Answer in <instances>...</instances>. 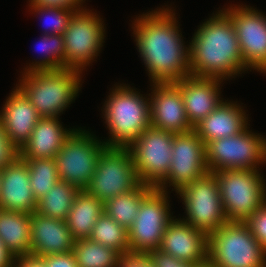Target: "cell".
Returning <instances> with one entry per match:
<instances>
[{
    "label": "cell",
    "mask_w": 266,
    "mask_h": 267,
    "mask_svg": "<svg viewBox=\"0 0 266 267\" xmlns=\"http://www.w3.org/2000/svg\"><path fill=\"white\" fill-rule=\"evenodd\" d=\"M189 43L191 76L223 81L247 71L234 24L221 9L198 27Z\"/></svg>",
    "instance_id": "2"
},
{
    "label": "cell",
    "mask_w": 266,
    "mask_h": 267,
    "mask_svg": "<svg viewBox=\"0 0 266 267\" xmlns=\"http://www.w3.org/2000/svg\"><path fill=\"white\" fill-rule=\"evenodd\" d=\"M223 11L234 24L244 66L266 74V16L245 5Z\"/></svg>",
    "instance_id": "15"
},
{
    "label": "cell",
    "mask_w": 266,
    "mask_h": 267,
    "mask_svg": "<svg viewBox=\"0 0 266 267\" xmlns=\"http://www.w3.org/2000/svg\"><path fill=\"white\" fill-rule=\"evenodd\" d=\"M245 223L249 226L254 238L266 251V202Z\"/></svg>",
    "instance_id": "33"
},
{
    "label": "cell",
    "mask_w": 266,
    "mask_h": 267,
    "mask_svg": "<svg viewBox=\"0 0 266 267\" xmlns=\"http://www.w3.org/2000/svg\"><path fill=\"white\" fill-rule=\"evenodd\" d=\"M174 133L149 127L128 148L140 183L156 187L169 173Z\"/></svg>",
    "instance_id": "12"
},
{
    "label": "cell",
    "mask_w": 266,
    "mask_h": 267,
    "mask_svg": "<svg viewBox=\"0 0 266 267\" xmlns=\"http://www.w3.org/2000/svg\"><path fill=\"white\" fill-rule=\"evenodd\" d=\"M94 13L84 8L71 17L63 33L64 69L82 72L98 56L104 42L105 27L100 16Z\"/></svg>",
    "instance_id": "11"
},
{
    "label": "cell",
    "mask_w": 266,
    "mask_h": 267,
    "mask_svg": "<svg viewBox=\"0 0 266 267\" xmlns=\"http://www.w3.org/2000/svg\"><path fill=\"white\" fill-rule=\"evenodd\" d=\"M89 131L76 129L54 157L60 180L84 190L96 171L105 141Z\"/></svg>",
    "instance_id": "8"
},
{
    "label": "cell",
    "mask_w": 266,
    "mask_h": 267,
    "mask_svg": "<svg viewBox=\"0 0 266 267\" xmlns=\"http://www.w3.org/2000/svg\"><path fill=\"white\" fill-rule=\"evenodd\" d=\"M84 1L85 0H29V6L58 7L72 9L77 12L79 10L84 9L82 7V2Z\"/></svg>",
    "instance_id": "37"
},
{
    "label": "cell",
    "mask_w": 266,
    "mask_h": 267,
    "mask_svg": "<svg viewBox=\"0 0 266 267\" xmlns=\"http://www.w3.org/2000/svg\"><path fill=\"white\" fill-rule=\"evenodd\" d=\"M168 191L154 188L141 202L134 223L128 229L131 251L149 253L159 249L171 217Z\"/></svg>",
    "instance_id": "13"
},
{
    "label": "cell",
    "mask_w": 266,
    "mask_h": 267,
    "mask_svg": "<svg viewBox=\"0 0 266 267\" xmlns=\"http://www.w3.org/2000/svg\"><path fill=\"white\" fill-rule=\"evenodd\" d=\"M0 239L14 258L30 254L31 214L0 209Z\"/></svg>",
    "instance_id": "24"
},
{
    "label": "cell",
    "mask_w": 266,
    "mask_h": 267,
    "mask_svg": "<svg viewBox=\"0 0 266 267\" xmlns=\"http://www.w3.org/2000/svg\"><path fill=\"white\" fill-rule=\"evenodd\" d=\"M139 183L129 148L106 146L85 190L105 202L109 198L133 190Z\"/></svg>",
    "instance_id": "10"
},
{
    "label": "cell",
    "mask_w": 266,
    "mask_h": 267,
    "mask_svg": "<svg viewBox=\"0 0 266 267\" xmlns=\"http://www.w3.org/2000/svg\"><path fill=\"white\" fill-rule=\"evenodd\" d=\"M3 106L0 118L7 137L20 150L42 117L17 87L13 89Z\"/></svg>",
    "instance_id": "21"
},
{
    "label": "cell",
    "mask_w": 266,
    "mask_h": 267,
    "mask_svg": "<svg viewBox=\"0 0 266 267\" xmlns=\"http://www.w3.org/2000/svg\"><path fill=\"white\" fill-rule=\"evenodd\" d=\"M39 42V48L43 52L41 54L45 57L29 64L24 68V73L64 69L65 46L63 35H42Z\"/></svg>",
    "instance_id": "30"
},
{
    "label": "cell",
    "mask_w": 266,
    "mask_h": 267,
    "mask_svg": "<svg viewBox=\"0 0 266 267\" xmlns=\"http://www.w3.org/2000/svg\"><path fill=\"white\" fill-rule=\"evenodd\" d=\"M46 267H78L73 252L42 256Z\"/></svg>",
    "instance_id": "38"
},
{
    "label": "cell",
    "mask_w": 266,
    "mask_h": 267,
    "mask_svg": "<svg viewBox=\"0 0 266 267\" xmlns=\"http://www.w3.org/2000/svg\"><path fill=\"white\" fill-rule=\"evenodd\" d=\"M104 212V202L85 189L75 196L66 223L74 240L89 238L99 216Z\"/></svg>",
    "instance_id": "25"
},
{
    "label": "cell",
    "mask_w": 266,
    "mask_h": 267,
    "mask_svg": "<svg viewBox=\"0 0 266 267\" xmlns=\"http://www.w3.org/2000/svg\"><path fill=\"white\" fill-rule=\"evenodd\" d=\"M155 187L139 183L133 190L109 198L104 202V212L127 230L138 214L142 200Z\"/></svg>",
    "instance_id": "26"
},
{
    "label": "cell",
    "mask_w": 266,
    "mask_h": 267,
    "mask_svg": "<svg viewBox=\"0 0 266 267\" xmlns=\"http://www.w3.org/2000/svg\"><path fill=\"white\" fill-rule=\"evenodd\" d=\"M117 267H155L149 253L127 251L120 253Z\"/></svg>",
    "instance_id": "35"
},
{
    "label": "cell",
    "mask_w": 266,
    "mask_h": 267,
    "mask_svg": "<svg viewBox=\"0 0 266 267\" xmlns=\"http://www.w3.org/2000/svg\"><path fill=\"white\" fill-rule=\"evenodd\" d=\"M237 102H222L206 118L194 126L205 145L213 140L238 135L248 127V117Z\"/></svg>",
    "instance_id": "22"
},
{
    "label": "cell",
    "mask_w": 266,
    "mask_h": 267,
    "mask_svg": "<svg viewBox=\"0 0 266 267\" xmlns=\"http://www.w3.org/2000/svg\"><path fill=\"white\" fill-rule=\"evenodd\" d=\"M30 176V186L38 201L60 180L54 158L24 159Z\"/></svg>",
    "instance_id": "31"
},
{
    "label": "cell",
    "mask_w": 266,
    "mask_h": 267,
    "mask_svg": "<svg viewBox=\"0 0 266 267\" xmlns=\"http://www.w3.org/2000/svg\"><path fill=\"white\" fill-rule=\"evenodd\" d=\"M89 239L115 249L120 253L130 251L128 230L103 212L94 225Z\"/></svg>",
    "instance_id": "29"
},
{
    "label": "cell",
    "mask_w": 266,
    "mask_h": 267,
    "mask_svg": "<svg viewBox=\"0 0 266 267\" xmlns=\"http://www.w3.org/2000/svg\"><path fill=\"white\" fill-rule=\"evenodd\" d=\"M14 256L8 251L0 239V267H13Z\"/></svg>",
    "instance_id": "40"
},
{
    "label": "cell",
    "mask_w": 266,
    "mask_h": 267,
    "mask_svg": "<svg viewBox=\"0 0 266 267\" xmlns=\"http://www.w3.org/2000/svg\"><path fill=\"white\" fill-rule=\"evenodd\" d=\"M34 12L41 16H47L45 23L48 24L46 27L49 30H44V35H56L65 32L68 27L69 21L73 14L76 12L72 9L58 8V7H40V6H30ZM45 14V15H44ZM50 19V20H49ZM49 20L50 22H48Z\"/></svg>",
    "instance_id": "32"
},
{
    "label": "cell",
    "mask_w": 266,
    "mask_h": 267,
    "mask_svg": "<svg viewBox=\"0 0 266 267\" xmlns=\"http://www.w3.org/2000/svg\"><path fill=\"white\" fill-rule=\"evenodd\" d=\"M159 249L176 259L200 263L208 258V236L182 219H173L165 229Z\"/></svg>",
    "instance_id": "18"
},
{
    "label": "cell",
    "mask_w": 266,
    "mask_h": 267,
    "mask_svg": "<svg viewBox=\"0 0 266 267\" xmlns=\"http://www.w3.org/2000/svg\"><path fill=\"white\" fill-rule=\"evenodd\" d=\"M104 103L103 115L111 138L108 147H129L151 126L150 99L127 85H117Z\"/></svg>",
    "instance_id": "3"
},
{
    "label": "cell",
    "mask_w": 266,
    "mask_h": 267,
    "mask_svg": "<svg viewBox=\"0 0 266 267\" xmlns=\"http://www.w3.org/2000/svg\"><path fill=\"white\" fill-rule=\"evenodd\" d=\"M171 164L167 176L155 187L165 191L167 184L176 193L209 172L206 163V145L192 130L187 133H174Z\"/></svg>",
    "instance_id": "14"
},
{
    "label": "cell",
    "mask_w": 266,
    "mask_h": 267,
    "mask_svg": "<svg viewBox=\"0 0 266 267\" xmlns=\"http://www.w3.org/2000/svg\"><path fill=\"white\" fill-rule=\"evenodd\" d=\"M13 267H46L45 260L42 256L27 254L16 257Z\"/></svg>",
    "instance_id": "39"
},
{
    "label": "cell",
    "mask_w": 266,
    "mask_h": 267,
    "mask_svg": "<svg viewBox=\"0 0 266 267\" xmlns=\"http://www.w3.org/2000/svg\"><path fill=\"white\" fill-rule=\"evenodd\" d=\"M19 157L18 148L9 140L0 118V170Z\"/></svg>",
    "instance_id": "34"
},
{
    "label": "cell",
    "mask_w": 266,
    "mask_h": 267,
    "mask_svg": "<svg viewBox=\"0 0 266 267\" xmlns=\"http://www.w3.org/2000/svg\"><path fill=\"white\" fill-rule=\"evenodd\" d=\"M79 191L77 186L59 180L38 200L36 212L46 217L66 221Z\"/></svg>",
    "instance_id": "27"
},
{
    "label": "cell",
    "mask_w": 266,
    "mask_h": 267,
    "mask_svg": "<svg viewBox=\"0 0 266 267\" xmlns=\"http://www.w3.org/2000/svg\"><path fill=\"white\" fill-rule=\"evenodd\" d=\"M150 99L151 127L175 134L194 127L187 118L180 89L174 83H153Z\"/></svg>",
    "instance_id": "16"
},
{
    "label": "cell",
    "mask_w": 266,
    "mask_h": 267,
    "mask_svg": "<svg viewBox=\"0 0 266 267\" xmlns=\"http://www.w3.org/2000/svg\"><path fill=\"white\" fill-rule=\"evenodd\" d=\"M75 240L66 221L38 214H31L30 254L46 256L72 251Z\"/></svg>",
    "instance_id": "20"
},
{
    "label": "cell",
    "mask_w": 266,
    "mask_h": 267,
    "mask_svg": "<svg viewBox=\"0 0 266 267\" xmlns=\"http://www.w3.org/2000/svg\"><path fill=\"white\" fill-rule=\"evenodd\" d=\"M78 267H117L120 252L89 238L76 240L72 249Z\"/></svg>",
    "instance_id": "28"
},
{
    "label": "cell",
    "mask_w": 266,
    "mask_h": 267,
    "mask_svg": "<svg viewBox=\"0 0 266 267\" xmlns=\"http://www.w3.org/2000/svg\"><path fill=\"white\" fill-rule=\"evenodd\" d=\"M37 204L30 186L29 168L19 156L1 170L0 209L32 214Z\"/></svg>",
    "instance_id": "17"
},
{
    "label": "cell",
    "mask_w": 266,
    "mask_h": 267,
    "mask_svg": "<svg viewBox=\"0 0 266 267\" xmlns=\"http://www.w3.org/2000/svg\"><path fill=\"white\" fill-rule=\"evenodd\" d=\"M208 258L216 267H266V251L241 222H227L208 236Z\"/></svg>",
    "instance_id": "6"
},
{
    "label": "cell",
    "mask_w": 266,
    "mask_h": 267,
    "mask_svg": "<svg viewBox=\"0 0 266 267\" xmlns=\"http://www.w3.org/2000/svg\"><path fill=\"white\" fill-rule=\"evenodd\" d=\"M185 206L187 217L182 219L207 236L228 222L224 213L216 176L208 172L177 192Z\"/></svg>",
    "instance_id": "9"
},
{
    "label": "cell",
    "mask_w": 266,
    "mask_h": 267,
    "mask_svg": "<svg viewBox=\"0 0 266 267\" xmlns=\"http://www.w3.org/2000/svg\"><path fill=\"white\" fill-rule=\"evenodd\" d=\"M149 255L155 267H195L196 266V263L176 259L175 257L163 252L160 249H155L153 251H150Z\"/></svg>",
    "instance_id": "36"
},
{
    "label": "cell",
    "mask_w": 266,
    "mask_h": 267,
    "mask_svg": "<svg viewBox=\"0 0 266 267\" xmlns=\"http://www.w3.org/2000/svg\"><path fill=\"white\" fill-rule=\"evenodd\" d=\"M59 117L41 118L29 140L19 150L22 159L54 158L76 129H64Z\"/></svg>",
    "instance_id": "23"
},
{
    "label": "cell",
    "mask_w": 266,
    "mask_h": 267,
    "mask_svg": "<svg viewBox=\"0 0 266 267\" xmlns=\"http://www.w3.org/2000/svg\"><path fill=\"white\" fill-rule=\"evenodd\" d=\"M228 222L245 223L266 202V186L259 170L213 172Z\"/></svg>",
    "instance_id": "5"
},
{
    "label": "cell",
    "mask_w": 266,
    "mask_h": 267,
    "mask_svg": "<svg viewBox=\"0 0 266 267\" xmlns=\"http://www.w3.org/2000/svg\"><path fill=\"white\" fill-rule=\"evenodd\" d=\"M82 72L75 69L23 73L16 87L42 118L59 117L76 98Z\"/></svg>",
    "instance_id": "4"
},
{
    "label": "cell",
    "mask_w": 266,
    "mask_h": 267,
    "mask_svg": "<svg viewBox=\"0 0 266 267\" xmlns=\"http://www.w3.org/2000/svg\"><path fill=\"white\" fill-rule=\"evenodd\" d=\"M221 82L190 75L174 83L181 91L186 115L193 127L224 102L220 96Z\"/></svg>",
    "instance_id": "19"
},
{
    "label": "cell",
    "mask_w": 266,
    "mask_h": 267,
    "mask_svg": "<svg viewBox=\"0 0 266 267\" xmlns=\"http://www.w3.org/2000/svg\"><path fill=\"white\" fill-rule=\"evenodd\" d=\"M173 11L163 7L134 19L136 46L152 83H175L190 76L189 47Z\"/></svg>",
    "instance_id": "1"
},
{
    "label": "cell",
    "mask_w": 266,
    "mask_h": 267,
    "mask_svg": "<svg viewBox=\"0 0 266 267\" xmlns=\"http://www.w3.org/2000/svg\"><path fill=\"white\" fill-rule=\"evenodd\" d=\"M195 267H216V266L214 265V263L209 258H207L203 262L196 263Z\"/></svg>",
    "instance_id": "41"
},
{
    "label": "cell",
    "mask_w": 266,
    "mask_h": 267,
    "mask_svg": "<svg viewBox=\"0 0 266 267\" xmlns=\"http://www.w3.org/2000/svg\"><path fill=\"white\" fill-rule=\"evenodd\" d=\"M248 127L238 135L213 140L206 145L209 172L227 169L258 170L266 163V138ZM257 134V135H256Z\"/></svg>",
    "instance_id": "7"
}]
</instances>
